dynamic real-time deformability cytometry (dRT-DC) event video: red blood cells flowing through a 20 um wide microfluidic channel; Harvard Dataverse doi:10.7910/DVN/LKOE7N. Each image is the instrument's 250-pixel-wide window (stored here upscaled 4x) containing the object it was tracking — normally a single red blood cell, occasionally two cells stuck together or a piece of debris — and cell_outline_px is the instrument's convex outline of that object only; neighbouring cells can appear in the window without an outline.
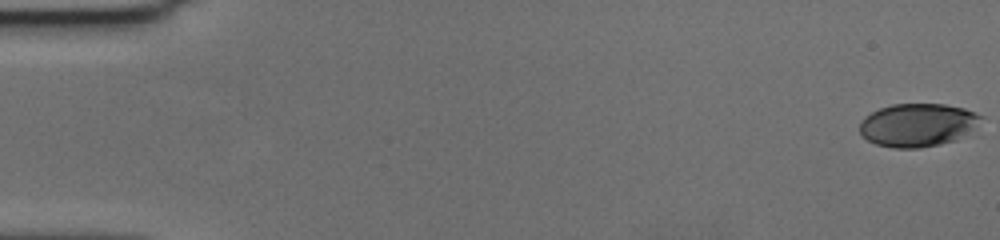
{"species": "human", "species_latin": "Homo sapiens", "temperature_condition": "cold", "stored_images_in_passage": 59, "camera_frame_rate_fps": 3000, "um_per_image_px": 0.085, "donor": {"sex": "female"}, "frame": {"image": 1, "passage_image": 1, "time_ms": 0.0, "image_size_px": [1000, 240], "cell_outline_px": [[984, 116], [972, 128], [956, 140], [940, 144], [920, 148], [892, 148], [876, 144], [868, 140], [860, 132], [860, 124], [864, 116], [880, 108], [892, 104], [944, 104], [964, 108]], "centroid_in_image_um": [77.97, 10.62], "position_along_channel_um": 7.0, "area_um2": 30.29}}
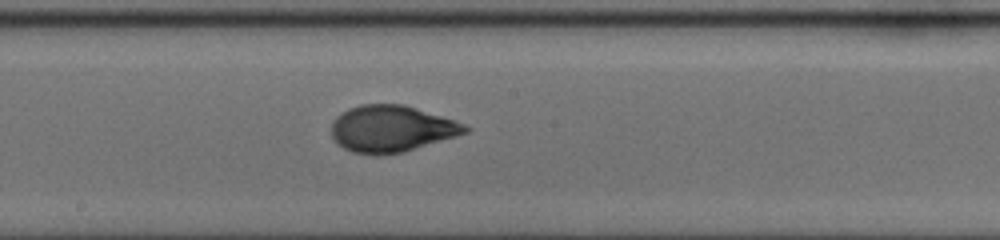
{"frame": {"image": 2, "passage_image": 33, "time_ms": 10.667, "image_size_px": [1000, 240], "cell_outline_px": [[472, 128], [468, 132], [456, 136], [404, 152], [380, 156], [372, 156], [352, 152], [336, 144], [332, 136], [332, 124], [336, 116], [340, 112], [348, 108], [360, 104], [404, 104], [464, 124]], "centroid_in_image_um": [33.23, 10.96], "position_along_channel_um": 215.0, "area_um2": 36.53}}
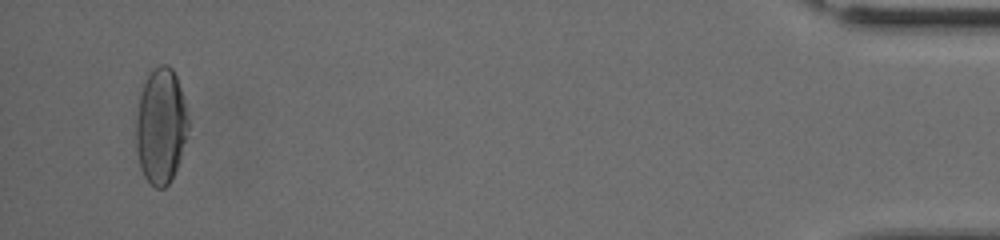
{"frame": {"image": 3, "passage_image": 57, "time_ms": 18.667, "image_size_px": [1000, 240], "cell_outline_px": [[188, 128], [180, 156], [176, 168], [168, 184], [164, 188], [156, 188], [144, 176], [140, 168], [136, 148], [136, 120], [140, 96], [148, 72], [152, 68], [160, 64], [168, 64], [172, 68], [176, 76], [180, 88], [188, 120]], "centroid_in_image_um": [13.65, 10.68], "position_along_channel_um": 421.6, "area_um2": 34.74}, "authors_computed_cell_mechanics": {"area_um2": 34.7378, "velocity_mm_per_s": 3.5807, "shape_relaxation_time_tau1_ms": 4.4745, "shape_relaxation_time_tau2_ms": 0.8201, "deformation_change_tau1": 0.1721, "deformation_change_tau2": 0.0472}}